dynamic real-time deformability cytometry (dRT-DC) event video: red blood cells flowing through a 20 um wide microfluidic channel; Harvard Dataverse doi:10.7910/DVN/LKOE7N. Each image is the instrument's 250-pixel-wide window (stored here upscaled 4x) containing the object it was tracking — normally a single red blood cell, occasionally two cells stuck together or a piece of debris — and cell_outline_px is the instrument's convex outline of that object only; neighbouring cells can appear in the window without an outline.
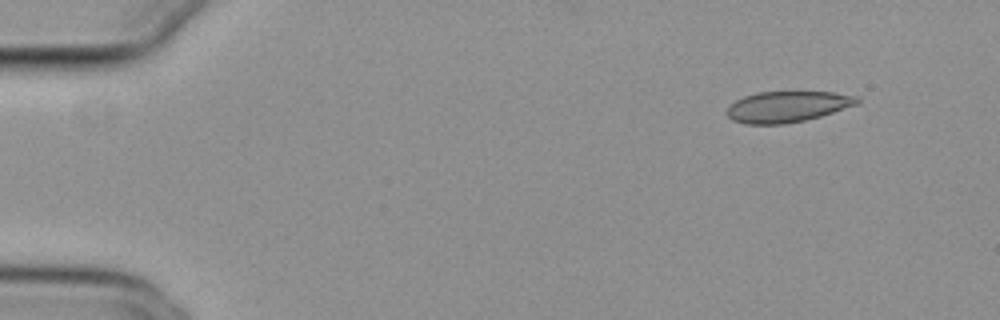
{"species": "common noctule bat (a hibernating species)", "species_latin": "Nyctalus noctula", "temperature_condition": "cold", "stored_images_in_passage": 50, "camera_frame_rate_fps": 3000, "um_per_image_px": 0.085, "animal": {"sex": "female", "body_mass_g": 29.2, "forearm_length_mm": 56.3}, "frame": {"image": 1, "passage_image": 1, "time_ms": 0.0, "image_size_px": [1000, 320], "cell_outline_px": [[860, 104], [820, 116], [804, 120], [784, 124], [744, 124], [732, 120], [728, 116], [728, 108], [736, 100], [744, 96], [756, 92], [832, 92], [860, 96]], "centroid_in_image_um": [66.97, 9.06], "position_along_channel_um": 18.0, "area_um2": 23.52}}
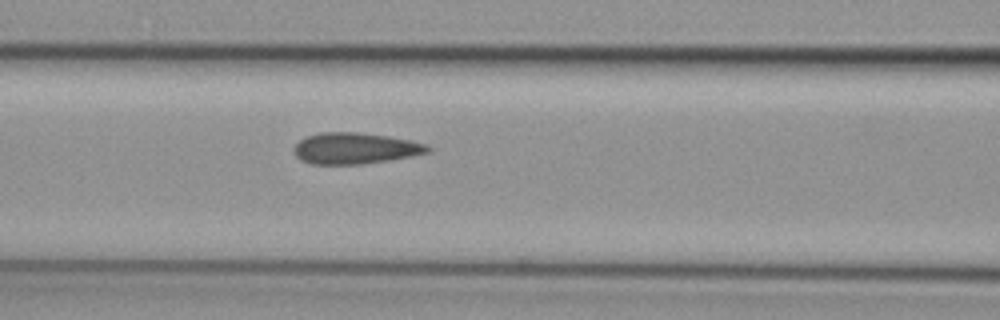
{"frame": {"image": 2, "passage_image": 19, "time_ms": 6.0, "image_size_px": [1000, 320], "cell_outline_px": [[432, 152], [412, 156], [388, 160], [360, 164], [312, 164], [300, 160], [296, 156], [292, 148], [300, 140], [308, 136], [320, 132], [356, 132], [388, 136], [412, 140], [428, 144], [432, 148]], "centroid_in_image_um": [30.22, 12.6], "position_along_channel_um": 136.4, "area_um2": 24.51}}
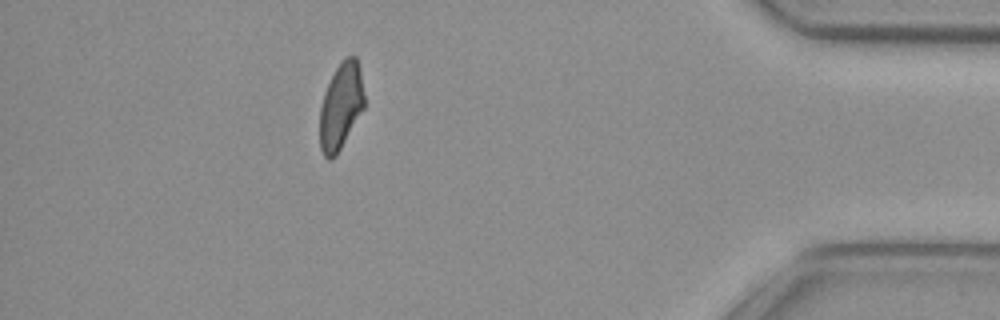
{"frame": {"image": 3, "passage_image": 44, "time_ms": 14.333, "image_size_px": [1000, 320], "cell_outline_px": [[364, 108], [336, 156], [328, 160], [324, 156], [320, 148], [320, 108], [324, 92], [336, 68], [344, 56], [356, 56], [360, 72], [364, 96]], "centroid_in_image_um": [28.96, 9.03], "position_along_channel_um": 406.2, "area_um2": 22.25}, "authors_computed_cell_mechanics": {"area_um2": 24.1893, "velocity_mm_per_s": 3.814, "shape_relaxation_time_tau1_ms": null, "shape_relaxation_time_tau2_ms": 1.2697, "deformation_change_tau1": null, "deformation_change_tau2": 0.0532}}